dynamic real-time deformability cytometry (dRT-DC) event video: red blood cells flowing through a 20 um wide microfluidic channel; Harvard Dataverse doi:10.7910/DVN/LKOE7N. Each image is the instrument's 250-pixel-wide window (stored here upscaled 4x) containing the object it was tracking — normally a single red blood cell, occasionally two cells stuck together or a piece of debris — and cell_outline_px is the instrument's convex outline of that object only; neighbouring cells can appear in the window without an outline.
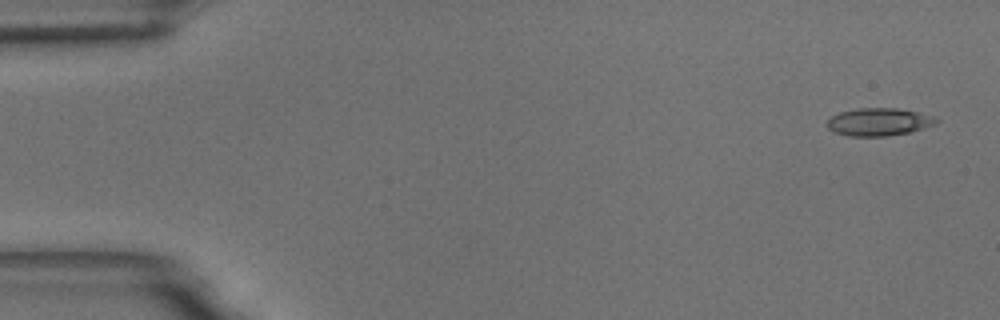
{"species": "common noctule bat (a hibernating species)", "species_latin": "Nyctalus noctula", "temperature_condition": "room temperature", "stored_images_in_passage": 53, "camera_frame_rate_fps": 3000, "um_per_image_px": 0.085, "animal": {"sex": "male", "body_mass_g": 18.8}, "frame": {"image": 1, "passage_image": 1, "time_ms": 0.0, "image_size_px": [1000, 320], "cell_outline_px": [[940, 120], [936, 124], [924, 128], [908, 132], [888, 136], [848, 136], [836, 132], [828, 128], [828, 120], [832, 116], [840, 112], [856, 108], [896, 108], [916, 112], [932, 116]], "centroid_in_image_um": [74.71, 10.36], "position_along_channel_um": 10.3, "area_um2": 17.46}}
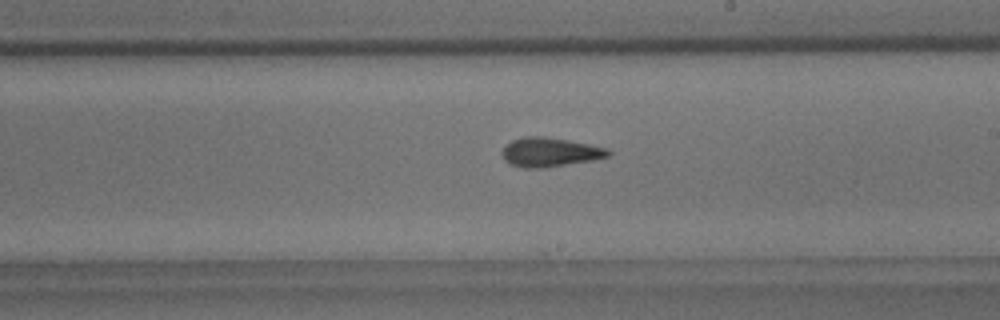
{"frame": {"image": 2, "passage_image": 30, "time_ms": 9.667, "image_size_px": [1000, 320], "cell_outline_px": [[612, 152], [608, 156], [592, 160], [544, 168], [524, 168], [512, 164], [504, 160], [500, 152], [512, 140], [524, 136], [544, 136], [588, 144], [608, 148]], "centroid_in_image_um": [46.72, 12.93], "position_along_channel_um": 242.3, "area_um2": 17.92}}
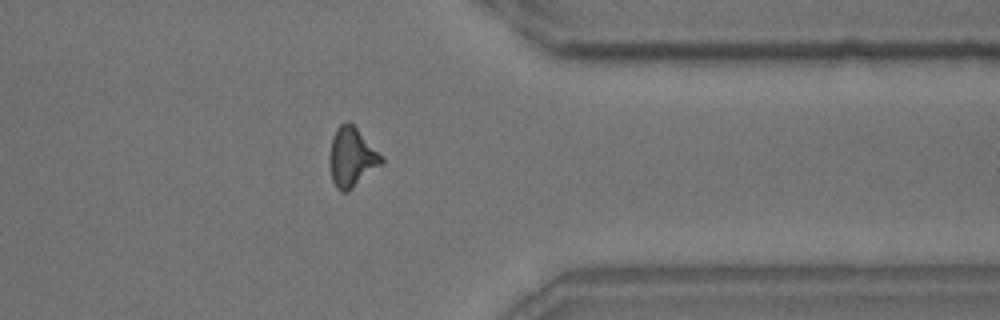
{"frame": {"image": 3, "passage_image": 42, "time_ms": 13.667, "image_size_px": [1000, 320], "cell_outline_px": [[384, 164], [348, 192], [340, 192], [336, 188], [332, 180], [328, 156], [332, 136], [336, 128], [340, 124], [348, 120], [384, 156]], "centroid_in_image_um": [29.91, 13.38], "position_along_channel_um": 381.5, "area_um2": 18.44}, "authors_computed_cell_mechanics": {"area_um2": 17.3978, "velocity_mm_per_s": 3.7177, "shape_relaxation_time_tau1_ms": 8.5824, "shape_relaxation_time_tau2_ms": 2.0246, "deformation_change_tau1": 0.1875, "deformation_change_tau2": 0.0995}}